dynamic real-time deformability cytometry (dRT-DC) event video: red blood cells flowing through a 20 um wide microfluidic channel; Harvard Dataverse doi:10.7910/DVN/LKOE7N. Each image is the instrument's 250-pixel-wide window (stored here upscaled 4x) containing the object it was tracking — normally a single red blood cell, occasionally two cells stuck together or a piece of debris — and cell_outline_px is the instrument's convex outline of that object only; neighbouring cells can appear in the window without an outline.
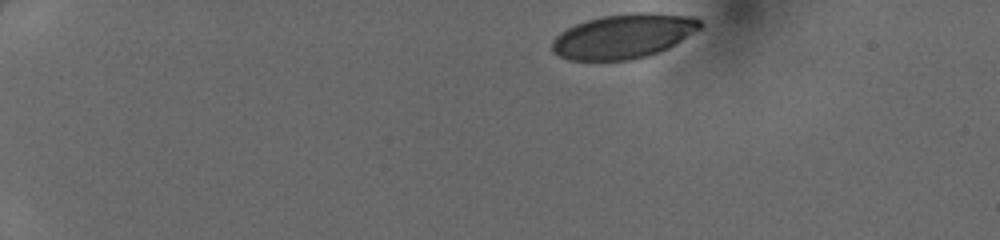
{"species": "human", "species_latin": "Homo sapiens", "temperature_condition": "cold", "stored_images_in_passage": 40, "camera_frame_rate_fps": 3000, "um_per_image_px": 0.085, "donor": {"sex": "female"}, "frame": {"image": 1, "passage_image": 1, "time_ms": 0.0, "image_size_px": [1000, 240], "cell_outline_px": [[704, 24], [700, 28], [676, 44], [660, 52], [648, 56], [632, 60], [568, 60], [552, 52], [552, 40], [560, 32], [576, 24], [600, 16], [632, 12], [652, 12], [696, 16]], "centroid_in_image_um": [53.03, 3.06], "position_along_channel_um": 32.0, "area_um2": 38.78}}
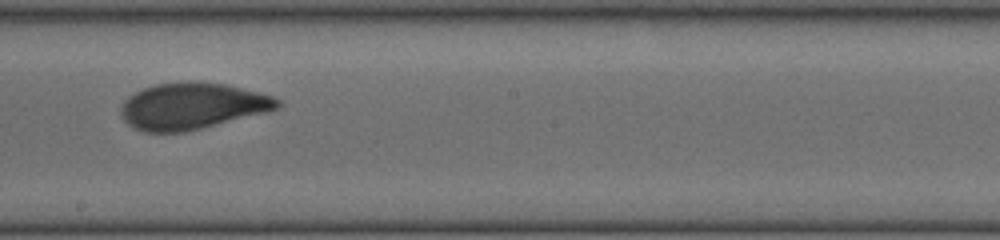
{"frame": {"image": 2, "passage_image": 22, "time_ms": 7.0, "image_size_px": [1000, 240], "cell_outline_px": [[280, 104], [276, 108], [268, 112], [184, 132], [144, 132], [128, 124], [124, 120], [120, 112], [120, 108], [124, 100], [128, 96], [144, 88], [156, 84], [184, 80], [192, 80], [224, 84], [276, 96], [280, 100]], "centroid_in_image_um": [16.33, 9.0], "position_along_channel_um": 231.9, "area_um2": 42.54}}
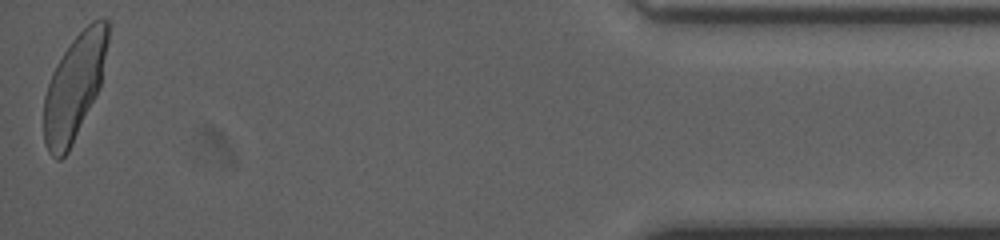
{"frame": {"image": 3, "passage_image": 40, "time_ms": 13.0, "image_size_px": [1000, 240], "cell_outline_px": [[108, 40], [100, 84], [96, 96], [68, 152], [60, 160], [56, 160], [48, 152], [44, 140], [44, 96], [52, 72], [56, 64], [72, 40], [92, 20], [100, 16], [108, 20]], "centroid_in_image_um": [6.31, 7.39], "position_along_channel_um": 428.9, "area_um2": 38.9}}